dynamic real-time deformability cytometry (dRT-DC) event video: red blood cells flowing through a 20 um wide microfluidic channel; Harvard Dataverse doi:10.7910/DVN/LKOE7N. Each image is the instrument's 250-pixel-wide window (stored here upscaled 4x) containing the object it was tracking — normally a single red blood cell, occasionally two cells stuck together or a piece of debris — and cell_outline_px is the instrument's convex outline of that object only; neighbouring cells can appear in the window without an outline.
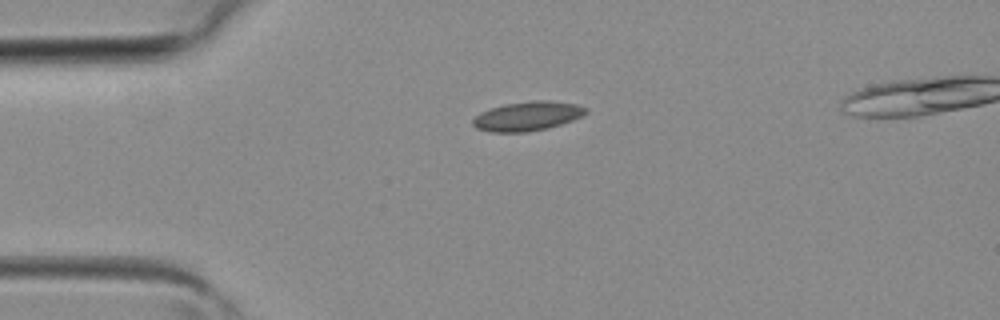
{"species": "common noctule bat (a hibernating species)", "species_latin": "Nyctalus noctula", "temperature_condition": "room temperature", "stored_images_in_passage": 2, "camera_frame_rate_fps": 3000, "um_per_image_px": 0.085, "animal": {"sex": "female", "body_mass_g": 19.3, "forearm_length_mm": 54.1}, "frame": {"image": 1, "passage_image": 1, "time_ms": 0.0, "image_size_px": [1000, 320], "cell_outline_px": [[588, 112], [572, 120], [548, 128], [528, 132], [488, 132], [476, 128], [472, 124], [472, 120], [480, 112], [504, 104], [532, 100], [548, 100], [580, 104], [588, 108]], "centroid_in_image_um": [44.84, 9.86], "position_along_channel_um": 40.2, "area_um2": 19.42}}